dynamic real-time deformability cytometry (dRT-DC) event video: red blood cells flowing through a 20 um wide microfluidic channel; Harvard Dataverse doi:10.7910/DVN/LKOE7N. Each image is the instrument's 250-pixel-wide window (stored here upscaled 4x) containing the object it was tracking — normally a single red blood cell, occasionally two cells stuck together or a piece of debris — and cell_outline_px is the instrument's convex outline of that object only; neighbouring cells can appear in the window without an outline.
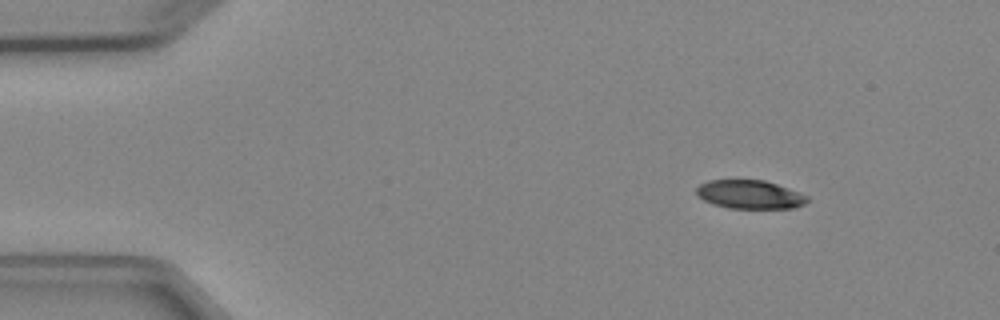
{"species": "Egyptian fruit bat (a non-hibernating species)", "species_latin": "Rousettus aegyptiacus", "temperature_condition": "cold", "stored_images_in_passage": 4, "camera_frame_rate_fps": 3000, "um_per_image_px": 0.085, "animal": {"sex": "female"}, "frame": {"image": 1, "passage_image": 1, "time_ms": 0.0, "image_size_px": [1000, 320], "cell_outline_px": [[808, 200], [804, 204], [796, 208], [728, 208], [712, 204], [704, 200], [696, 192], [696, 188], [700, 184], [708, 180], [764, 180], [800, 192], [808, 196]], "centroid_in_image_um": [63.74, 16.53], "position_along_channel_um": 21.3, "area_um2": 18.44}}
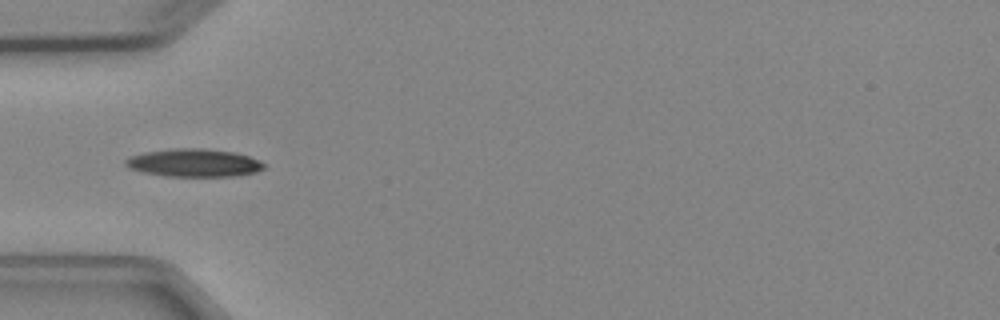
{"frame": {"image": 2, "passage_image": 4, "time_ms": 3.333, "image_size_px": [1000, 320], "cell_outline_px": [[264, 168], [256, 172], [240, 176], [164, 176], [140, 172], [128, 168], [124, 164], [124, 160], [128, 156], [144, 152], [172, 148], [204, 148], [236, 152], [260, 160], [264, 164]], "centroid_in_image_um": [16.45, 13.84], "position_along_channel_um": 68.6, "area_um2": 22.95}}